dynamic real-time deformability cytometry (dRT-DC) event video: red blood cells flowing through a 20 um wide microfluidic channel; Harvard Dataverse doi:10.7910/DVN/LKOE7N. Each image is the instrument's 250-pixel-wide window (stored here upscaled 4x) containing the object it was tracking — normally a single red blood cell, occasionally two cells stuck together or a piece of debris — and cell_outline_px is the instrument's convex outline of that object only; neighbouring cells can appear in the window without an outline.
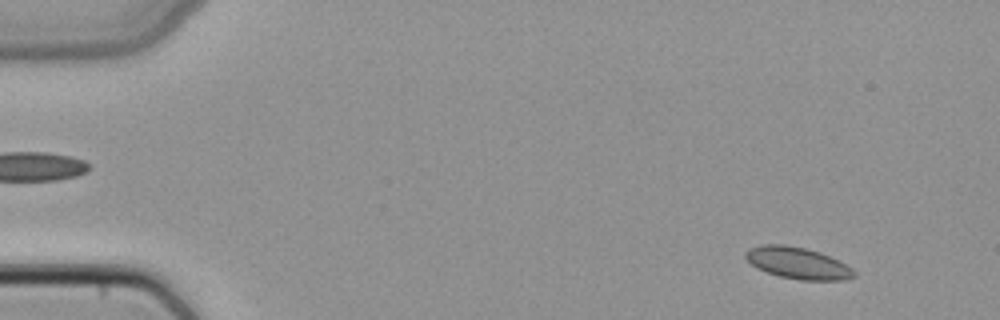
{"species": "common noctule bat (a hibernating species)", "species_latin": "Nyctalus noctula", "temperature_condition": "cold", "stored_images_in_passage": 4, "camera_frame_rate_fps": 3000, "um_per_image_px": 0.085, "animal": {"sex": "female", "body_mass_g": 22.7, "forearm_length_mm": 54.2}, "frame": {"image": 1, "passage_image": 1, "time_ms": 0.0, "image_size_px": [1000, 320], "cell_outline_px": [[856, 276], [844, 280], [800, 280], [780, 276], [756, 268], [744, 256], [744, 252], [752, 248], [764, 244], [784, 244], [804, 248], [820, 252], [852, 268], [856, 272]], "centroid_in_image_um": [67.81, 22.36], "position_along_channel_um": 17.2, "area_um2": 19.77}}
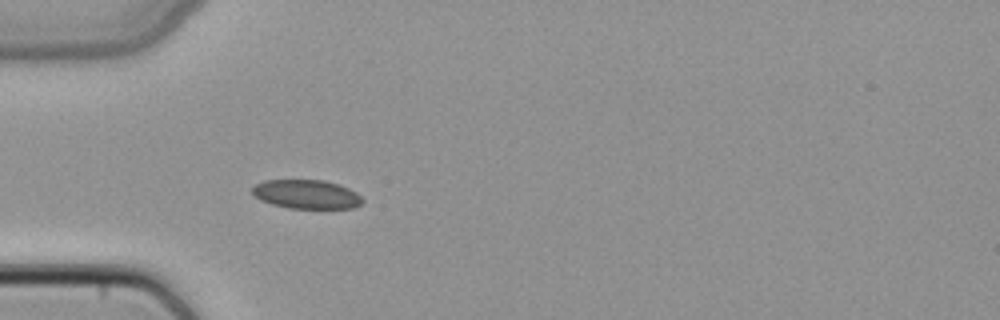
{"frame": {"image": 2, "passage_image": 4, "time_ms": 1.0, "image_size_px": [1000, 320], "cell_outline_px": [[364, 200], [360, 204], [352, 208], [288, 208], [272, 204], [260, 200], [252, 196], [252, 188], [256, 184], [264, 180], [324, 180], [340, 184], [356, 192]], "centroid_in_image_um": [26.03, 16.51], "position_along_channel_um": 59.0, "area_um2": 18.67}}